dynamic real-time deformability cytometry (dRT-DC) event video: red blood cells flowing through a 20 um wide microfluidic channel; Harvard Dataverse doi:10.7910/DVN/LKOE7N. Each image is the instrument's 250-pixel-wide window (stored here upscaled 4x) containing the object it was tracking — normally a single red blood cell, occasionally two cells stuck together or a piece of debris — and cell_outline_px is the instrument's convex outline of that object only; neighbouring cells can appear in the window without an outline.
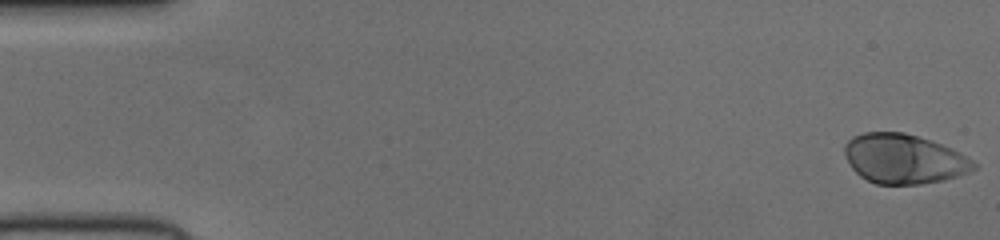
{"species": "human", "species_latin": "Homo sapiens", "temperature_condition": "cold", "stored_images_in_passage": 51, "camera_frame_rate_fps": 3000, "um_per_image_px": 0.085, "donor": {"sex": "female"}, "frame": {"image": 1, "passage_image": 1, "time_ms": 0.0, "image_size_px": [1000, 240], "cell_outline_px": [[976, 168], [968, 172], [944, 180], [920, 184], [876, 184], [860, 176], [852, 168], [844, 152], [844, 144], [852, 136], [864, 132], [904, 132], [952, 148], [972, 160], [976, 164]], "centroid_in_image_um": [76.8, 13.5], "position_along_channel_um": 8.2, "area_um2": 37.05}}
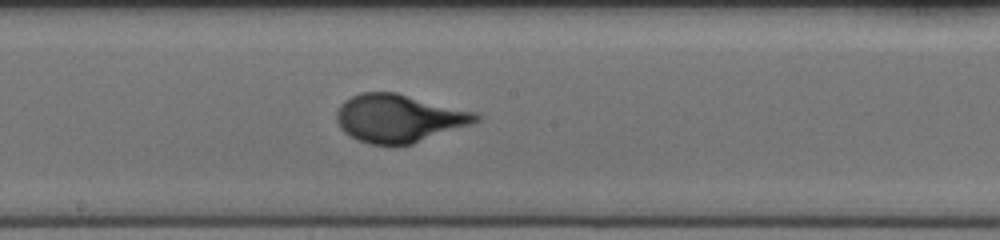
{"frame": {"image": 2, "passage_image": 28, "time_ms": 9.0, "image_size_px": [1000, 240], "cell_outline_px": [[484, 116], [480, 120], [472, 124], [412, 144], [368, 144], [344, 132], [340, 128], [336, 120], [336, 112], [340, 104], [344, 100], [360, 92], [396, 92], [480, 112]], "centroid_in_image_um": [33.96, 10.03], "position_along_channel_um": 214.2, "area_um2": 39.3}}
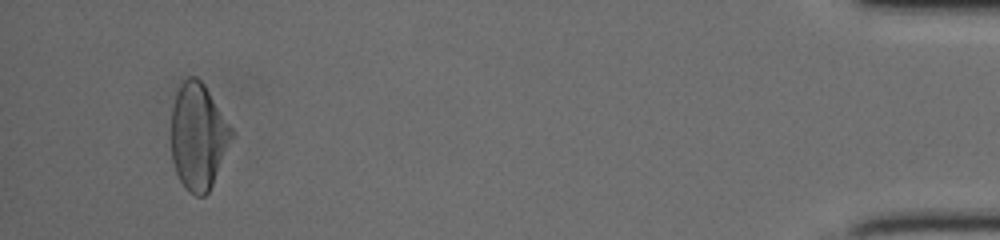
{"frame": {"image": 3, "passage_image": 49, "time_ms": 16.0, "image_size_px": [1000, 240], "cell_outline_px": [[232, 136], [212, 184], [208, 192], [204, 196], [196, 196], [188, 192], [184, 188], [176, 172], [172, 160], [172, 108], [176, 92], [180, 84], [188, 76], [196, 76], [204, 84], [232, 128]], "centroid_in_image_um": [16.82, 11.59], "position_along_channel_um": 418.4, "area_um2": 36.88}}